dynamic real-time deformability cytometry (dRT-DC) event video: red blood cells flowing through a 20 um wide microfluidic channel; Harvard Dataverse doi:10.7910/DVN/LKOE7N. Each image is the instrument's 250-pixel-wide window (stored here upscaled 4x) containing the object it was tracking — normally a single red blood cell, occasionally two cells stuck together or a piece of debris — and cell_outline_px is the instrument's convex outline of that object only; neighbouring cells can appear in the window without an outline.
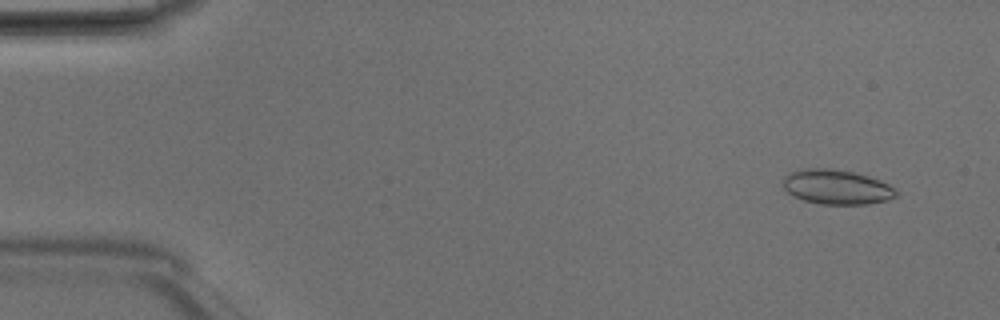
{"species": "Egyptian fruit bat (a non-hibernating species)", "species_latin": "Rousettus aegyptiacus", "temperature_condition": "room temperature", "stored_images_in_passage": 47, "camera_frame_rate_fps": 3000, "um_per_image_px": 0.085, "animal": {"sex": "male"}, "frame": {"image": 1, "passage_image": 3, "time_ms": 0.667, "image_size_px": [1000, 320], "cell_outline_px": [[896, 196], [884, 200], [868, 204], [820, 204], [804, 200], [792, 196], [784, 188], [784, 176], [792, 172], [804, 168], [832, 168], [856, 172], [880, 180], [888, 184], [896, 192]], "centroid_in_image_um": [71.08, 15.88], "position_along_channel_um": 13.9, "area_um2": 22.72}}
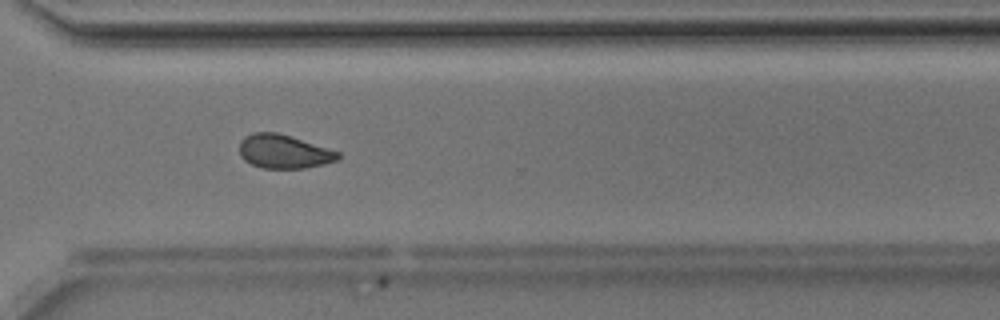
{"frame": {"image": 2, "passage_image": 35, "time_ms": 11.333, "image_size_px": [1000, 320], "cell_outline_px": [[340, 156], [336, 160], [324, 164], [304, 168], [260, 168], [244, 160], [240, 156], [240, 140], [244, 136], [252, 132], [276, 132], [292, 136], [340, 152]], "centroid_in_image_um": [24.1, 12.87], "position_along_channel_um": 346.5, "area_um2": 19.48}}
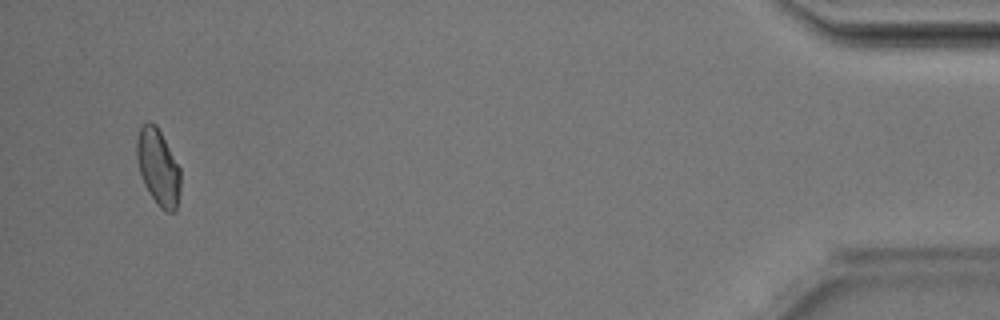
{"frame": {"image": 3, "passage_image": 46, "time_ms": 15.0, "image_size_px": [1000, 320], "cell_outline_px": [[180, 192], [176, 208], [172, 212], [168, 212], [160, 208], [156, 204], [148, 192], [144, 184], [140, 172], [136, 156], [136, 140], [140, 128], [148, 120], [156, 124], [180, 168]], "centroid_in_image_um": [13.43, 14.21], "position_along_channel_um": 421.8, "area_um2": 19.42}}